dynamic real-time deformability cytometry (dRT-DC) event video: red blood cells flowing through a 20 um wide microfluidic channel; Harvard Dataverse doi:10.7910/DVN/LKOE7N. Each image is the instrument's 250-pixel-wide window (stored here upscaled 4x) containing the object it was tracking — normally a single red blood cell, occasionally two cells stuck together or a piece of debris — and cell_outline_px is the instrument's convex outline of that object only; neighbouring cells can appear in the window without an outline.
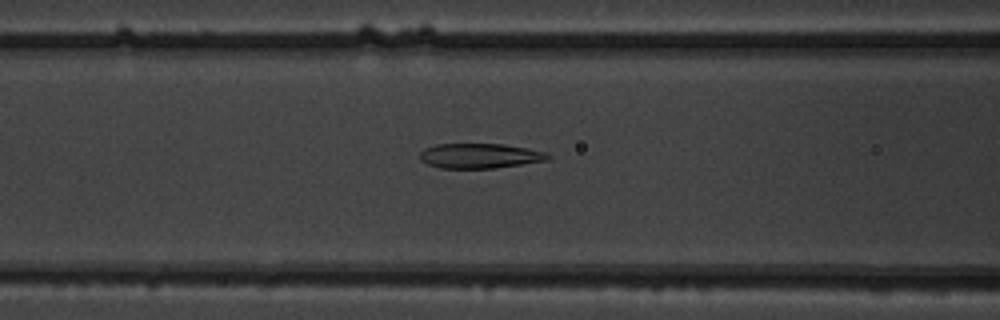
{"species": "common noctule bat (a hibernating species)", "species_latin": "Nyctalus noctula", "temperature_condition": "warm", "stored_images_in_passage": 42, "camera_frame_rate_fps": 3000, "um_per_image_px": 0.085, "animal": {"sex": "male", "body_mass_g": 19.5, "forearm_length_mm": 54.6}, "frame": {"image": 1, "passage_image": 11, "time_ms": 3.333, "image_size_px": [1000, 320], "cell_outline_px": [[552, 156], [548, 160], [496, 168], [440, 168], [428, 164], [420, 160], [420, 152], [424, 148], [436, 144], [504, 144], [528, 148], [548, 152]], "centroid_in_image_um": [40.81, 13.24], "position_along_channel_um": 125.8, "area_um2": 18.73}}
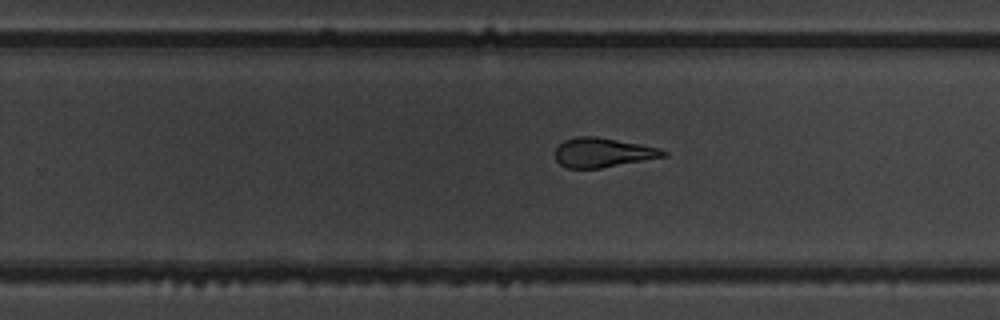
{"frame": {"image": 2, "passage_image": 23, "time_ms": 7.333, "image_size_px": [1000, 320], "cell_outline_px": [[668, 156], [600, 168], [568, 168], [560, 164], [556, 160], [556, 148], [564, 140], [576, 136], [596, 136], [640, 144], [660, 148], [668, 152]], "centroid_in_image_um": [51.26, 12.96], "position_along_channel_um": 278.5, "area_um2": 18.5}}
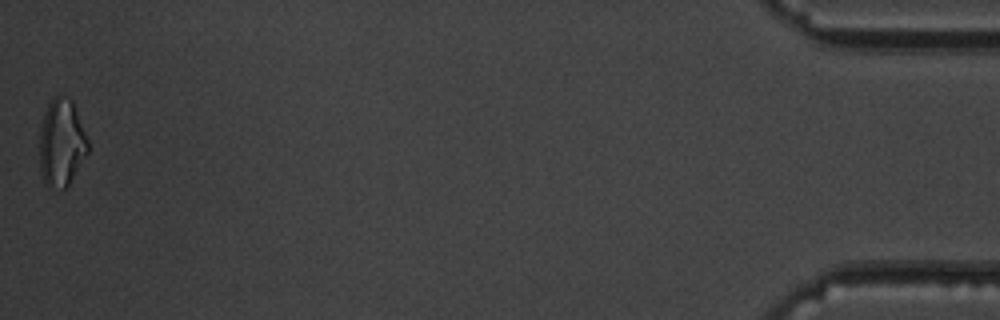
{"frame": {"image": 3, "passage_image": 42, "time_ms": 13.667, "image_size_px": [1000, 320], "cell_outline_px": [[88, 152], [68, 184], [64, 188], [44, 184], [40, 168], [40, 132], [44, 112], [48, 104], [60, 92], [72, 100], [88, 140]], "centroid_in_image_um": [5.22, 12.09], "position_along_channel_um": 430.0, "area_um2": 24.28}, "authors_computed_cell_mechanics": {"area_um2": 19.6231, "velocity_mm_per_s": 3.8302, "shape_relaxation_time_tau1_ms": null, "shape_relaxation_time_tau2_ms": 2.7478, "deformation_change_tau1": null, "deformation_change_tau2": 0.1267}}